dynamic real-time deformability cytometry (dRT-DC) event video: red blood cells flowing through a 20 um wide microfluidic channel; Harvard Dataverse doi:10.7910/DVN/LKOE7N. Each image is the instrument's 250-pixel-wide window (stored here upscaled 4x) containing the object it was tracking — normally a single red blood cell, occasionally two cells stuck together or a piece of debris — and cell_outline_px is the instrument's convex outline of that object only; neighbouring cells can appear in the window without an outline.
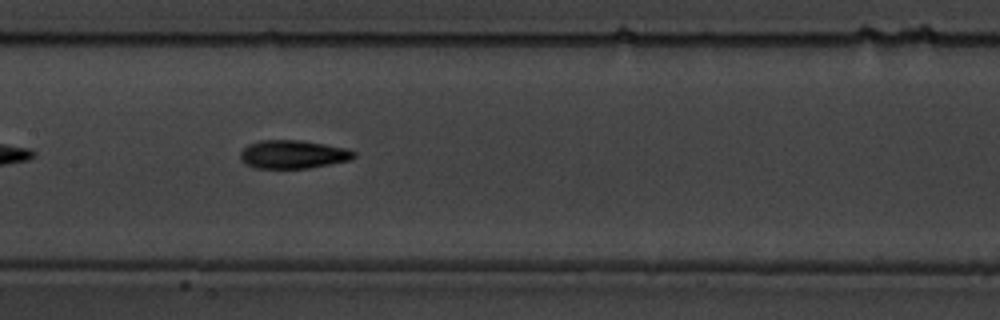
{"species": "common noctule bat (a hibernating species)", "species_latin": "Nyctalus noctula", "temperature_condition": "warm", "stored_images_in_passage": 40, "camera_frame_rate_fps": 3000, "um_per_image_px": 0.085, "animal": {"sex": "male", "body_mass_g": 19.5, "forearm_length_mm": 54.6}, "frame": {"image": 1, "passage_image": 12, "time_ms": 3.667, "image_size_px": [1000, 320], "cell_outline_px": [[356, 156], [352, 160], [308, 168], [252, 168], [244, 164], [240, 160], [240, 152], [248, 144], [260, 140], [300, 140], [324, 144], [344, 148], [356, 152]], "centroid_in_image_um": [24.88, 13.13], "position_along_channel_um": 182.5, "area_um2": 18.9}}
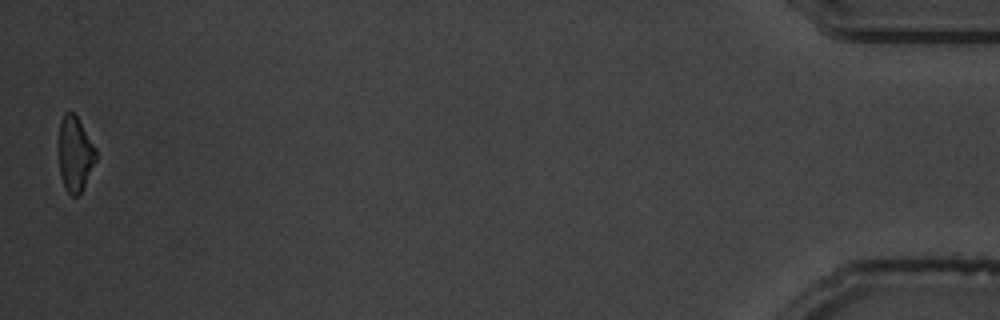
{"frame": {"image": 2, "passage_image": 40, "time_ms": 13.0, "image_size_px": [1000, 320], "cell_outline_px": [[96, 160], [80, 192], [76, 196], [72, 196], [64, 188], [60, 176], [60, 120], [64, 112], [72, 112], [76, 116], [96, 148]], "centroid_in_image_um": [6.37, 13.08], "position_along_channel_um": 428.8, "area_um2": 15.78}, "authors_computed_cell_mechanics": {"area_um2": 18.0047, "velocity_mm_per_s": 3.635, "shape_relaxation_time_tau1_ms": 6.1554, "shape_relaxation_time_tau2_ms": 3.4518, "deformation_change_tau1": 0.188, "deformation_change_tau2": 0.0979}}